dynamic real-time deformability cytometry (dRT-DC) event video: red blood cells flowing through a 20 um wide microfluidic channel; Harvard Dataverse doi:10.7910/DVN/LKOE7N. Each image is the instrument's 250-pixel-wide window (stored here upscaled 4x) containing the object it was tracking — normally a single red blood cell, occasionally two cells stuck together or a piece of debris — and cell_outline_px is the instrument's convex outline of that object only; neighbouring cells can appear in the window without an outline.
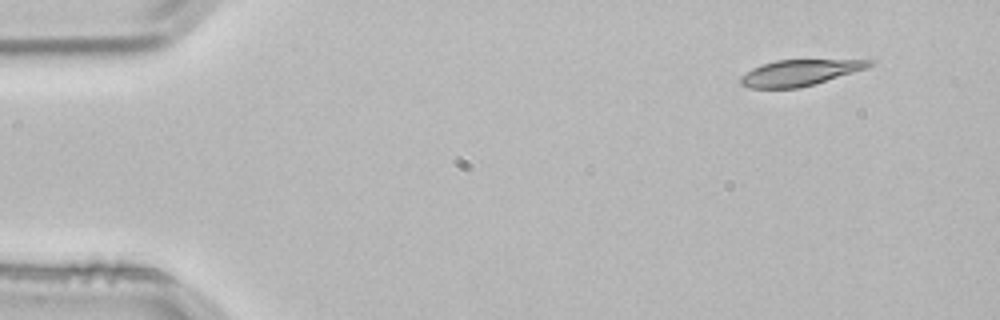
{"species": "common noctule bat (a hibernating species)", "species_latin": "Nyctalus noctula", "temperature_condition": "room temperature", "stored_images_in_passage": 3, "camera_frame_rate_fps": 3000, "um_per_image_px": 0.085, "animal": {"sex": "male", "body_mass_g": 21.5, "forearm_length_mm": 52.0}, "frame": {"image": 1, "passage_image": 1, "time_ms": 0.0, "image_size_px": [1000, 320], "cell_outline_px": [[876, 60], [872, 64], [864, 68], [812, 84], [796, 88], [748, 88], [740, 84], [740, 76], [752, 68], [760, 64], [776, 60]], "centroid_in_image_um": [67.85, 6.17], "position_along_channel_um": 17.2, "area_um2": 19.02}}
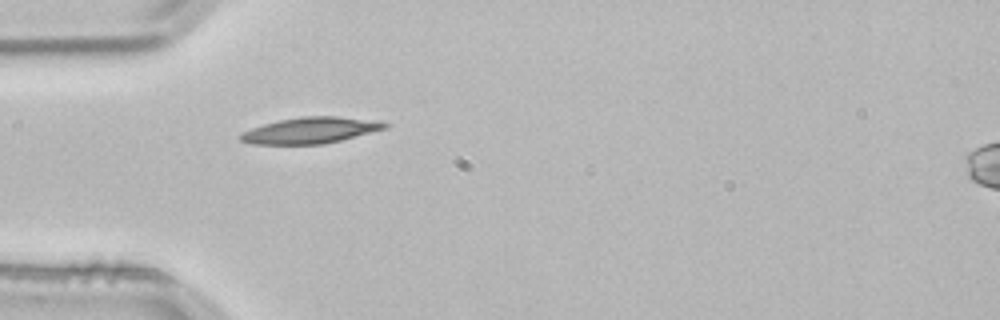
{"frame": {"image": 2, "passage_image": 3, "time_ms": 0.667, "image_size_px": [1000, 320], "cell_outline_px": [[392, 124], [388, 128], [324, 144], [252, 144], [240, 140], [236, 136], [240, 132], [264, 124], [280, 120], [300, 116], [336, 116], [384, 120]], "centroid_in_image_um": [26.45, 11.06], "position_along_channel_um": 58.6, "area_um2": 22.37}}